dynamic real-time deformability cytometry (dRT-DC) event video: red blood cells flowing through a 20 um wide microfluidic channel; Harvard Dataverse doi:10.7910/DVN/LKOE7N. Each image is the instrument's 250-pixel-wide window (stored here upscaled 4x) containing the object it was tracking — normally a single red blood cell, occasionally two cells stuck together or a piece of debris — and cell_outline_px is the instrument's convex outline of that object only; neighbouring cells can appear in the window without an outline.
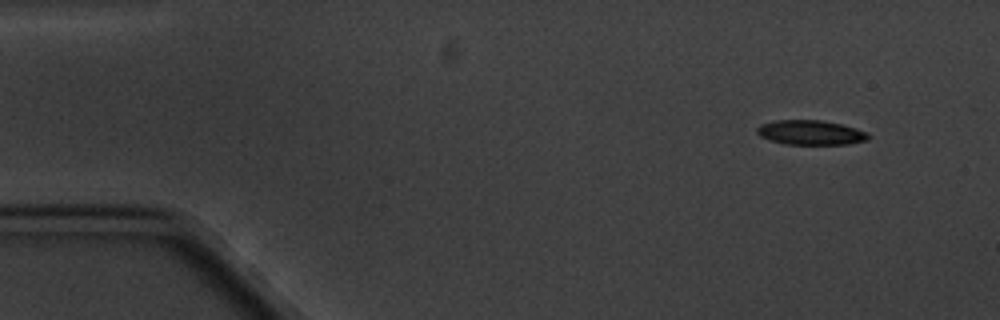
{"species": "common noctule bat (a hibernating species)", "species_latin": "Nyctalus noctula", "temperature_condition": "cold", "stored_images_in_passage": 4, "camera_frame_rate_fps": 3000, "um_per_image_px": 0.085, "animal": {"sex": "male", "body_mass_g": 20.1, "forearm_length_mm": 53.5}, "frame": {"image": 1, "passage_image": 1, "time_ms": 0.0, "image_size_px": [1000, 320], "cell_outline_px": [[872, 136], [868, 140], [848, 144], [784, 144], [760, 136], [756, 132], [756, 128], [760, 124], [776, 120], [820, 120], [840, 124], [856, 128]], "centroid_in_image_um": [68.9, 11.26], "position_along_channel_um": 16.1, "area_um2": 15.9}}
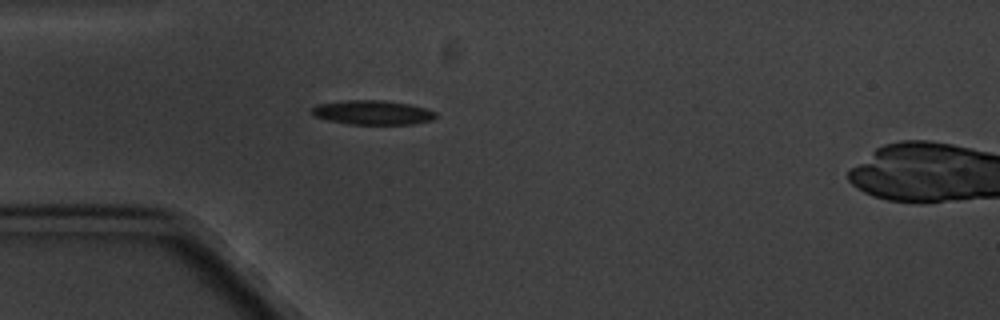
{"frame": {"image": 2, "passage_image": 4, "time_ms": 3.667, "image_size_px": [1000, 320], "cell_outline_px": [[436, 116], [432, 120], [412, 124], [348, 124], [328, 120], [312, 116], [312, 108], [316, 104], [344, 100], [384, 100], [408, 104], [424, 108], [436, 112]], "centroid_in_image_um": [31.63, 9.56], "position_along_channel_um": 53.4, "area_um2": 17.57}}